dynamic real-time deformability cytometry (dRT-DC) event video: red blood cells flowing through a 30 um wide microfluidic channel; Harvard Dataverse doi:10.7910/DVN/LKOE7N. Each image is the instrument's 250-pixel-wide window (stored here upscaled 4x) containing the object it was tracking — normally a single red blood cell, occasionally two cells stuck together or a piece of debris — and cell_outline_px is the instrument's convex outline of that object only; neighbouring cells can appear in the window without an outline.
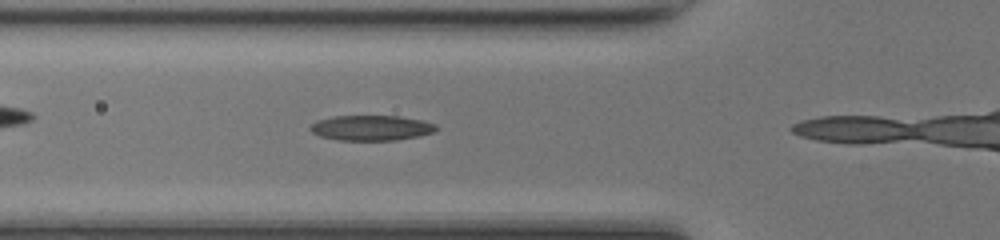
{"species": "common noctule bat (a hibernating species)", "species_latin": "Nyctalus noctula", "temperature_condition": "room temperature", "stored_images_in_passage": 9, "camera_frame_rate_fps": 3000, "um_per_image_px": 0.085, "animal": {"sex": "female", "body_mass_g": 17.0, "forearm_length_mm": 48.0}, "frame": {"image": 1, "passage_image": 8, "time_ms": 2.333, "image_size_px": [1000, 240], "cell_outline_px": [[440, 128], [436, 132], [420, 136], [396, 140], [336, 140], [320, 136], [312, 132], [308, 128], [316, 120], [332, 116], [400, 116], [424, 120], [436, 124]], "centroid_in_image_um": [31.6, 10.87], "position_along_channel_um": 94.2, "area_um2": 18.84}}